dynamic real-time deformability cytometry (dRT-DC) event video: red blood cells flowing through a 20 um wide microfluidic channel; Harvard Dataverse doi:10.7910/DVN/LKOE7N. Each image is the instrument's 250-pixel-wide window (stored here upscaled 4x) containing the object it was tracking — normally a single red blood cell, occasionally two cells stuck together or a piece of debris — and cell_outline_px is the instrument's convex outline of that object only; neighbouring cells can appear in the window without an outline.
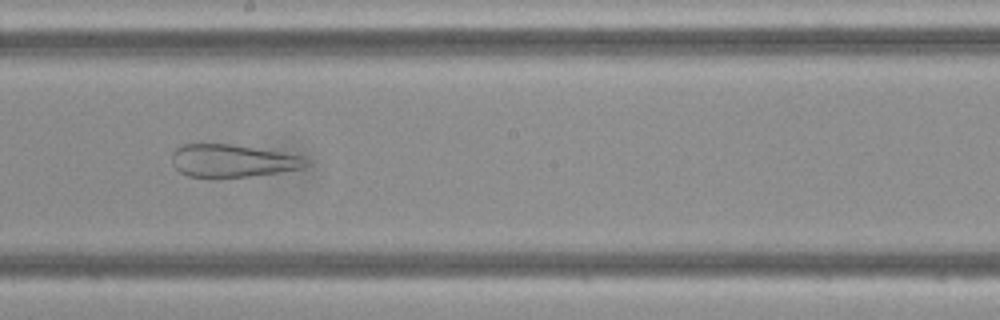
{"species": "Egyptian fruit bat (a non-hibernating species)", "species_latin": "Rousettus aegyptiacus", "temperature_condition": "cold", "stored_images_in_passage": 38, "camera_frame_rate_fps": 3000, "um_per_image_px": 0.085, "frame": {"image": 1, "passage_image": 22, "time_ms": 7.0, "image_size_px": [1000, 320], "cell_outline_px": [[308, 164], [300, 168], [276, 172], [248, 176], [208, 180], [188, 176], [180, 172], [172, 164], [172, 152], [180, 144], [232, 144], [304, 156]], "centroid_in_image_um": [19.66, 13.69], "position_along_channel_um": 228.5, "area_um2": 25.89}}